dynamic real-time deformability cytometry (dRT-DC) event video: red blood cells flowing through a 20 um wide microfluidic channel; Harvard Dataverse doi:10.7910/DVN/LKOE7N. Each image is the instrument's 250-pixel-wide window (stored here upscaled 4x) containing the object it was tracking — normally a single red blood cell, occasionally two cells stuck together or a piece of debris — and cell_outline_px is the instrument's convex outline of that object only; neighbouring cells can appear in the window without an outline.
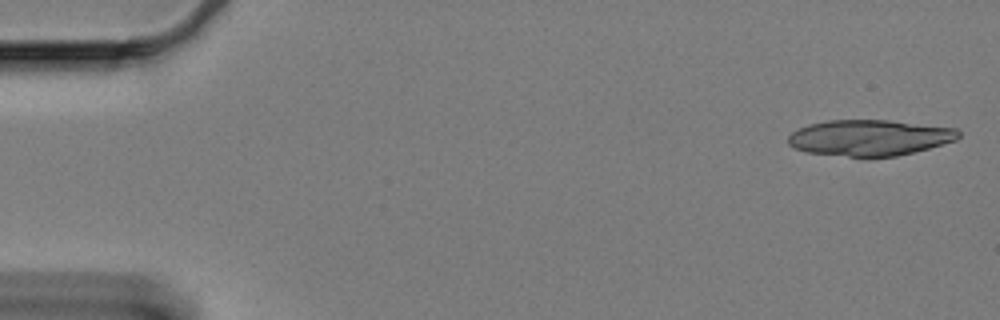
{"species": "Egyptian fruit bat (a non-hibernating species)", "species_latin": "Rousettus aegyptiacus", "temperature_condition": "cold", "stored_images_in_passage": 17, "camera_frame_rate_fps": 3000, "um_per_image_px": 0.085, "animal": {"sex": "female"}, "frame": {"image": 1, "passage_image": 1, "time_ms": 0.0, "image_size_px": [1000, 320], "cell_outline_px": [[960, 136], [956, 140], [928, 148], [896, 156], [848, 156], [804, 152], [788, 144], [788, 136], [792, 132], [808, 124], [828, 120], [888, 120], [956, 128], [960, 132]], "centroid_in_image_um": [73.9, 11.69], "position_along_channel_um": 11.1, "area_um2": 35.43}}